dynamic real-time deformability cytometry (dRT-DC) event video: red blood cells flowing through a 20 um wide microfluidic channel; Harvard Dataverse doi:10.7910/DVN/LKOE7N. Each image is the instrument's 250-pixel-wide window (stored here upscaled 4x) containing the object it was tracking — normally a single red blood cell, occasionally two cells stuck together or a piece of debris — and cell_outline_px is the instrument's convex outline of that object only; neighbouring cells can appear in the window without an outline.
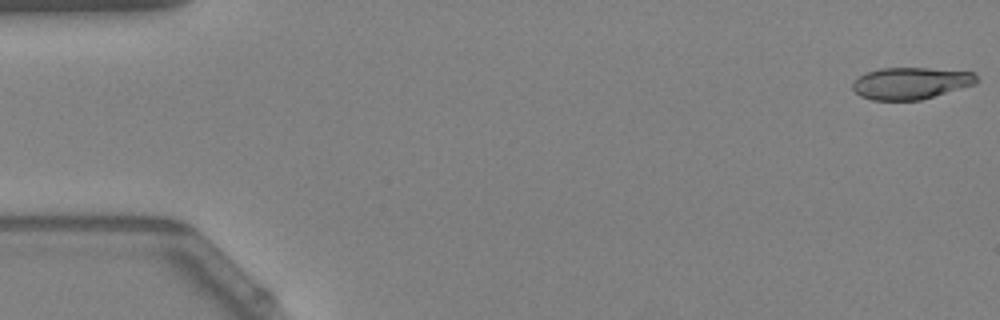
{"species": "Egyptian fruit bat (a non-hibernating species)", "species_latin": "Rousettus aegyptiacus", "temperature_condition": "warm", "stored_images_in_passage": 55, "camera_frame_rate_fps": 3000, "um_per_image_px": 0.085, "animal": {"sex": "female"}, "frame": {"image": 1, "passage_image": 1, "time_ms": 0.0, "image_size_px": [1000, 320], "cell_outline_px": [[976, 84], [920, 100], [872, 100], [860, 96], [852, 88], [852, 84], [860, 76], [868, 72], [880, 68], [924, 68], [972, 72], [976, 76]], "centroid_in_image_um": [77.4, 7.08], "position_along_channel_um": 7.6, "area_um2": 22.72}}
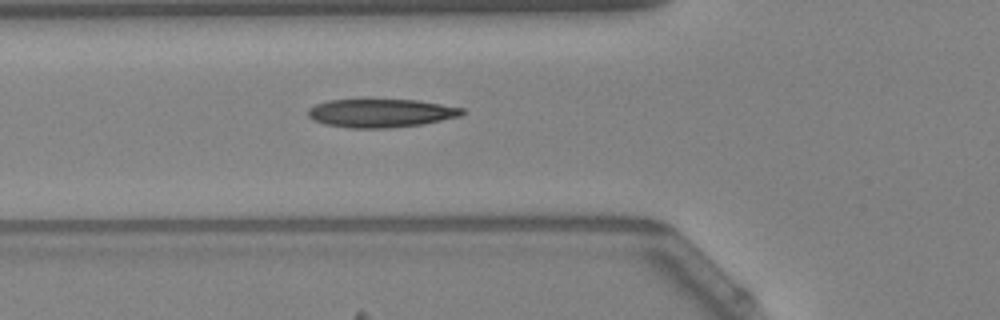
{"frame": {"image": 2, "passage_image": 20, "time_ms": 6.333, "image_size_px": [1000, 320], "cell_outline_px": [[464, 112], [460, 116], [420, 124], [388, 128], [348, 128], [324, 124], [308, 116], [308, 108], [316, 104], [328, 100], [416, 100], [464, 108]], "centroid_in_image_um": [32.34, 9.61], "position_along_channel_um": 93.5, "area_um2": 25.2}}
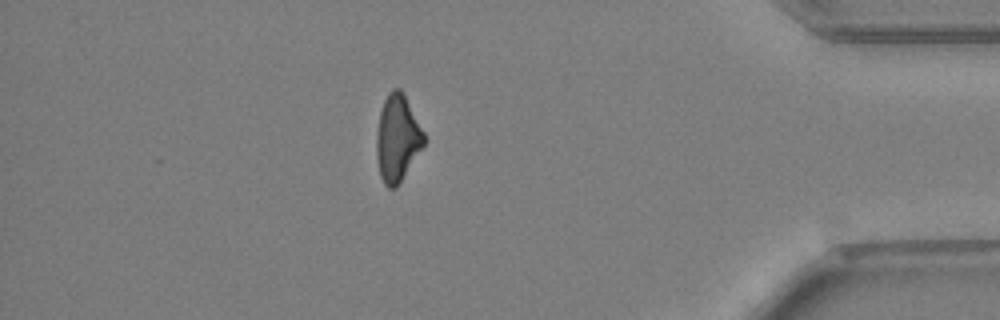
{"frame": {"image": 3, "passage_image": 48, "time_ms": 15.667, "image_size_px": [1000, 320], "cell_outline_px": [[424, 144], [396, 188], [388, 188], [384, 184], [380, 176], [376, 156], [376, 136], [380, 112], [384, 100], [388, 92], [392, 88], [400, 88], [404, 92], [424, 132]], "centroid_in_image_um": [33.76, 11.72], "position_along_channel_um": 401.4, "area_um2": 23.93}, "authors_computed_cell_mechanics": {"area_um2": 24.565, "velocity_mm_per_s": 3.7274, "shape_relaxation_time_tau1_ms": 8.0166, "shape_relaxation_time_tau2_ms": 5.4945, "deformation_change_tau1": 0.1866, "deformation_change_tau2": 0.1516}}